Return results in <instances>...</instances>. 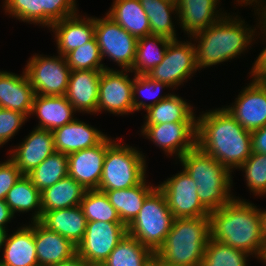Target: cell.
Returning <instances> with one entry per match:
<instances>
[{"instance_id":"681fc988","label":"cell","mask_w":266,"mask_h":266,"mask_svg":"<svg viewBox=\"0 0 266 266\" xmlns=\"http://www.w3.org/2000/svg\"><path fill=\"white\" fill-rule=\"evenodd\" d=\"M260 216H261V222H262V233L266 241V210L260 209Z\"/></svg>"},{"instance_id":"d6986e66","label":"cell","mask_w":266,"mask_h":266,"mask_svg":"<svg viewBox=\"0 0 266 266\" xmlns=\"http://www.w3.org/2000/svg\"><path fill=\"white\" fill-rule=\"evenodd\" d=\"M100 70L71 71L66 98L75 111L97 113Z\"/></svg>"},{"instance_id":"c3c4849f","label":"cell","mask_w":266,"mask_h":266,"mask_svg":"<svg viewBox=\"0 0 266 266\" xmlns=\"http://www.w3.org/2000/svg\"><path fill=\"white\" fill-rule=\"evenodd\" d=\"M263 7V8H262ZM260 8H262L261 10L258 8L256 11V13L258 14V16L259 15H261L260 17H259V20H260V22H259V24L263 27V28H265L266 29V2H265V5L264 6H261ZM259 11H262L261 13L259 12Z\"/></svg>"},{"instance_id":"74e56055","label":"cell","mask_w":266,"mask_h":266,"mask_svg":"<svg viewBox=\"0 0 266 266\" xmlns=\"http://www.w3.org/2000/svg\"><path fill=\"white\" fill-rule=\"evenodd\" d=\"M248 253L209 239L201 266H247Z\"/></svg>"},{"instance_id":"f1b7e54d","label":"cell","mask_w":266,"mask_h":266,"mask_svg":"<svg viewBox=\"0 0 266 266\" xmlns=\"http://www.w3.org/2000/svg\"><path fill=\"white\" fill-rule=\"evenodd\" d=\"M106 15L137 39L151 34L149 19L139 0H115Z\"/></svg>"},{"instance_id":"4316f807","label":"cell","mask_w":266,"mask_h":266,"mask_svg":"<svg viewBox=\"0 0 266 266\" xmlns=\"http://www.w3.org/2000/svg\"><path fill=\"white\" fill-rule=\"evenodd\" d=\"M39 222L69 239L75 246L82 240L87 227V219L80 205L42 212Z\"/></svg>"},{"instance_id":"5b68a950","label":"cell","mask_w":266,"mask_h":266,"mask_svg":"<svg viewBox=\"0 0 266 266\" xmlns=\"http://www.w3.org/2000/svg\"><path fill=\"white\" fill-rule=\"evenodd\" d=\"M209 239V216L174 218L171 230L155 255L171 265L201 266Z\"/></svg>"},{"instance_id":"2e32d148","label":"cell","mask_w":266,"mask_h":266,"mask_svg":"<svg viewBox=\"0 0 266 266\" xmlns=\"http://www.w3.org/2000/svg\"><path fill=\"white\" fill-rule=\"evenodd\" d=\"M236 98L234 105L225 109L246 130L252 132L266 125V88L252 78Z\"/></svg>"},{"instance_id":"4dcf8cb0","label":"cell","mask_w":266,"mask_h":266,"mask_svg":"<svg viewBox=\"0 0 266 266\" xmlns=\"http://www.w3.org/2000/svg\"><path fill=\"white\" fill-rule=\"evenodd\" d=\"M144 125H157L173 122H196V116L182 97L171 94L159 101L156 105L148 108Z\"/></svg>"},{"instance_id":"d4e9b609","label":"cell","mask_w":266,"mask_h":266,"mask_svg":"<svg viewBox=\"0 0 266 266\" xmlns=\"http://www.w3.org/2000/svg\"><path fill=\"white\" fill-rule=\"evenodd\" d=\"M76 113L65 95H35L30 115L36 114L39 124L36 128L53 131L72 122Z\"/></svg>"},{"instance_id":"44dd1931","label":"cell","mask_w":266,"mask_h":266,"mask_svg":"<svg viewBox=\"0 0 266 266\" xmlns=\"http://www.w3.org/2000/svg\"><path fill=\"white\" fill-rule=\"evenodd\" d=\"M52 134L55 151L66 155L99 145L107 137L98 129L78 119L54 129Z\"/></svg>"},{"instance_id":"9a60e30c","label":"cell","mask_w":266,"mask_h":266,"mask_svg":"<svg viewBox=\"0 0 266 266\" xmlns=\"http://www.w3.org/2000/svg\"><path fill=\"white\" fill-rule=\"evenodd\" d=\"M141 134L151 139L170 156L177 158L196 146V122H173L143 125Z\"/></svg>"},{"instance_id":"d6a6232c","label":"cell","mask_w":266,"mask_h":266,"mask_svg":"<svg viewBox=\"0 0 266 266\" xmlns=\"http://www.w3.org/2000/svg\"><path fill=\"white\" fill-rule=\"evenodd\" d=\"M170 41L169 38L151 34L138 39L135 60L130 71L138 75L148 74L162 62Z\"/></svg>"},{"instance_id":"ba28073f","label":"cell","mask_w":266,"mask_h":266,"mask_svg":"<svg viewBox=\"0 0 266 266\" xmlns=\"http://www.w3.org/2000/svg\"><path fill=\"white\" fill-rule=\"evenodd\" d=\"M34 55L27 62L25 73L35 95L62 96L66 94L71 69L64 56Z\"/></svg>"},{"instance_id":"5bb4252c","label":"cell","mask_w":266,"mask_h":266,"mask_svg":"<svg viewBox=\"0 0 266 266\" xmlns=\"http://www.w3.org/2000/svg\"><path fill=\"white\" fill-rule=\"evenodd\" d=\"M158 187L164 193L174 218L209 216L210 212L198 198L195 181L184 169L159 184Z\"/></svg>"},{"instance_id":"7a4b0ae2","label":"cell","mask_w":266,"mask_h":266,"mask_svg":"<svg viewBox=\"0 0 266 266\" xmlns=\"http://www.w3.org/2000/svg\"><path fill=\"white\" fill-rule=\"evenodd\" d=\"M210 238L235 249L253 254L263 261L266 241L262 233L260 210L252 203L235 197L209 214Z\"/></svg>"},{"instance_id":"f546056e","label":"cell","mask_w":266,"mask_h":266,"mask_svg":"<svg viewBox=\"0 0 266 266\" xmlns=\"http://www.w3.org/2000/svg\"><path fill=\"white\" fill-rule=\"evenodd\" d=\"M85 192L81 184L67 175L41 191L42 212L78 206Z\"/></svg>"},{"instance_id":"ee69618b","label":"cell","mask_w":266,"mask_h":266,"mask_svg":"<svg viewBox=\"0 0 266 266\" xmlns=\"http://www.w3.org/2000/svg\"><path fill=\"white\" fill-rule=\"evenodd\" d=\"M252 152L266 154V125L251 132Z\"/></svg>"},{"instance_id":"f907efd6","label":"cell","mask_w":266,"mask_h":266,"mask_svg":"<svg viewBox=\"0 0 266 266\" xmlns=\"http://www.w3.org/2000/svg\"><path fill=\"white\" fill-rule=\"evenodd\" d=\"M151 266H176L161 261L156 255L153 257Z\"/></svg>"},{"instance_id":"277c9868","label":"cell","mask_w":266,"mask_h":266,"mask_svg":"<svg viewBox=\"0 0 266 266\" xmlns=\"http://www.w3.org/2000/svg\"><path fill=\"white\" fill-rule=\"evenodd\" d=\"M179 159L183 169L195 181L198 198L209 212L218 210L234 198L230 194L232 173L214 157L195 146Z\"/></svg>"},{"instance_id":"e0dca14e","label":"cell","mask_w":266,"mask_h":266,"mask_svg":"<svg viewBox=\"0 0 266 266\" xmlns=\"http://www.w3.org/2000/svg\"><path fill=\"white\" fill-rule=\"evenodd\" d=\"M106 152L107 137L99 145L67 155L68 175L86 190H98Z\"/></svg>"},{"instance_id":"ab89813d","label":"cell","mask_w":266,"mask_h":266,"mask_svg":"<svg viewBox=\"0 0 266 266\" xmlns=\"http://www.w3.org/2000/svg\"><path fill=\"white\" fill-rule=\"evenodd\" d=\"M164 87H169L167 84L162 83L160 81L153 80L148 75H138L135 74L133 77V104H134V112L139 111L141 108L147 110L148 108L156 105L159 101L169 97L171 94L161 95L159 96L160 90ZM146 99H154L151 103H146L145 101L141 100L138 101L140 98L139 94ZM138 94V96H137ZM138 97V98H137ZM155 97V98H154Z\"/></svg>"},{"instance_id":"3957f363","label":"cell","mask_w":266,"mask_h":266,"mask_svg":"<svg viewBox=\"0 0 266 266\" xmlns=\"http://www.w3.org/2000/svg\"><path fill=\"white\" fill-rule=\"evenodd\" d=\"M225 14L218 22L191 36L198 41L197 46L195 43L198 70L238 57L247 50L255 36V28H247L238 15Z\"/></svg>"},{"instance_id":"8992f818","label":"cell","mask_w":266,"mask_h":266,"mask_svg":"<svg viewBox=\"0 0 266 266\" xmlns=\"http://www.w3.org/2000/svg\"><path fill=\"white\" fill-rule=\"evenodd\" d=\"M145 161L139 150L107 137V152L98 190H121L138 185L146 177Z\"/></svg>"},{"instance_id":"603a6c76","label":"cell","mask_w":266,"mask_h":266,"mask_svg":"<svg viewBox=\"0 0 266 266\" xmlns=\"http://www.w3.org/2000/svg\"><path fill=\"white\" fill-rule=\"evenodd\" d=\"M35 91L25 73L16 75L0 71V108L19 111L30 116Z\"/></svg>"},{"instance_id":"e575fe53","label":"cell","mask_w":266,"mask_h":266,"mask_svg":"<svg viewBox=\"0 0 266 266\" xmlns=\"http://www.w3.org/2000/svg\"><path fill=\"white\" fill-rule=\"evenodd\" d=\"M155 253L128 234L101 266H151Z\"/></svg>"},{"instance_id":"7bdbcfd3","label":"cell","mask_w":266,"mask_h":266,"mask_svg":"<svg viewBox=\"0 0 266 266\" xmlns=\"http://www.w3.org/2000/svg\"><path fill=\"white\" fill-rule=\"evenodd\" d=\"M21 175L20 170L10 158L0 163V200H5L8 191Z\"/></svg>"},{"instance_id":"1f68e13d","label":"cell","mask_w":266,"mask_h":266,"mask_svg":"<svg viewBox=\"0 0 266 266\" xmlns=\"http://www.w3.org/2000/svg\"><path fill=\"white\" fill-rule=\"evenodd\" d=\"M5 203L14 215L16 212L35 210L32 221H39L42 216L41 192L33 185L27 175H21L8 191Z\"/></svg>"},{"instance_id":"b9f144b4","label":"cell","mask_w":266,"mask_h":266,"mask_svg":"<svg viewBox=\"0 0 266 266\" xmlns=\"http://www.w3.org/2000/svg\"><path fill=\"white\" fill-rule=\"evenodd\" d=\"M27 119L28 117L19 111L0 108V146L14 137Z\"/></svg>"},{"instance_id":"484cf974","label":"cell","mask_w":266,"mask_h":266,"mask_svg":"<svg viewBox=\"0 0 266 266\" xmlns=\"http://www.w3.org/2000/svg\"><path fill=\"white\" fill-rule=\"evenodd\" d=\"M29 226L20 227L11 235H6L2 248L4 266H37L38 259L34 241V221Z\"/></svg>"},{"instance_id":"52a82bcc","label":"cell","mask_w":266,"mask_h":266,"mask_svg":"<svg viewBox=\"0 0 266 266\" xmlns=\"http://www.w3.org/2000/svg\"><path fill=\"white\" fill-rule=\"evenodd\" d=\"M173 220L166 197L156 186L145 198L137 217L127 227V234L155 253L163 245Z\"/></svg>"},{"instance_id":"9c48e42d","label":"cell","mask_w":266,"mask_h":266,"mask_svg":"<svg viewBox=\"0 0 266 266\" xmlns=\"http://www.w3.org/2000/svg\"><path fill=\"white\" fill-rule=\"evenodd\" d=\"M126 235L127 227L122 222H87L76 254L93 266H101Z\"/></svg>"},{"instance_id":"f5cc1de1","label":"cell","mask_w":266,"mask_h":266,"mask_svg":"<svg viewBox=\"0 0 266 266\" xmlns=\"http://www.w3.org/2000/svg\"><path fill=\"white\" fill-rule=\"evenodd\" d=\"M258 81L266 88V70L262 72L258 77Z\"/></svg>"},{"instance_id":"f35d334b","label":"cell","mask_w":266,"mask_h":266,"mask_svg":"<svg viewBox=\"0 0 266 266\" xmlns=\"http://www.w3.org/2000/svg\"><path fill=\"white\" fill-rule=\"evenodd\" d=\"M66 62L72 71L77 70H100L107 69L104 64L96 38L82 46L68 52L65 56Z\"/></svg>"},{"instance_id":"60d3db41","label":"cell","mask_w":266,"mask_h":266,"mask_svg":"<svg viewBox=\"0 0 266 266\" xmlns=\"http://www.w3.org/2000/svg\"><path fill=\"white\" fill-rule=\"evenodd\" d=\"M243 169L246 184L253 194H266V154L252 152L250 157L239 167Z\"/></svg>"},{"instance_id":"83f0119b","label":"cell","mask_w":266,"mask_h":266,"mask_svg":"<svg viewBox=\"0 0 266 266\" xmlns=\"http://www.w3.org/2000/svg\"><path fill=\"white\" fill-rule=\"evenodd\" d=\"M146 177L133 187L121 190H99L105 192L110 204L117 210L121 222L128 227L137 217L145 198L156 188L146 184Z\"/></svg>"},{"instance_id":"7402d4cb","label":"cell","mask_w":266,"mask_h":266,"mask_svg":"<svg viewBox=\"0 0 266 266\" xmlns=\"http://www.w3.org/2000/svg\"><path fill=\"white\" fill-rule=\"evenodd\" d=\"M34 241L38 265L51 266L76 255V246L64 236L34 221Z\"/></svg>"},{"instance_id":"30bf717a","label":"cell","mask_w":266,"mask_h":266,"mask_svg":"<svg viewBox=\"0 0 266 266\" xmlns=\"http://www.w3.org/2000/svg\"><path fill=\"white\" fill-rule=\"evenodd\" d=\"M95 38L101 56L116 62L121 68L133 66L138 39L132 36L109 16L95 17Z\"/></svg>"},{"instance_id":"ac0fdd59","label":"cell","mask_w":266,"mask_h":266,"mask_svg":"<svg viewBox=\"0 0 266 266\" xmlns=\"http://www.w3.org/2000/svg\"><path fill=\"white\" fill-rule=\"evenodd\" d=\"M14 150H10V159L16 164L22 175L33 171L40 163L55 152L52 131L33 129Z\"/></svg>"},{"instance_id":"816d5d0a","label":"cell","mask_w":266,"mask_h":266,"mask_svg":"<svg viewBox=\"0 0 266 266\" xmlns=\"http://www.w3.org/2000/svg\"><path fill=\"white\" fill-rule=\"evenodd\" d=\"M7 232V229L0 227V250L3 247Z\"/></svg>"},{"instance_id":"ffe728a7","label":"cell","mask_w":266,"mask_h":266,"mask_svg":"<svg viewBox=\"0 0 266 266\" xmlns=\"http://www.w3.org/2000/svg\"><path fill=\"white\" fill-rule=\"evenodd\" d=\"M77 14L54 22L50 26L52 31L55 32L58 53L62 56H65L68 52L82 46L95 37V18H82V16Z\"/></svg>"},{"instance_id":"bcb514c9","label":"cell","mask_w":266,"mask_h":266,"mask_svg":"<svg viewBox=\"0 0 266 266\" xmlns=\"http://www.w3.org/2000/svg\"><path fill=\"white\" fill-rule=\"evenodd\" d=\"M13 216L5 200H0V227L6 229V224L12 220Z\"/></svg>"},{"instance_id":"7dc6e473","label":"cell","mask_w":266,"mask_h":266,"mask_svg":"<svg viewBox=\"0 0 266 266\" xmlns=\"http://www.w3.org/2000/svg\"><path fill=\"white\" fill-rule=\"evenodd\" d=\"M51 266H93V265L87 263L82 257L76 254L67 261L60 262L58 264H54Z\"/></svg>"},{"instance_id":"d590c367","label":"cell","mask_w":266,"mask_h":266,"mask_svg":"<svg viewBox=\"0 0 266 266\" xmlns=\"http://www.w3.org/2000/svg\"><path fill=\"white\" fill-rule=\"evenodd\" d=\"M68 175V158L61 152H54L40 163L27 176L33 185L41 192L51 187Z\"/></svg>"},{"instance_id":"836d02e7","label":"cell","mask_w":266,"mask_h":266,"mask_svg":"<svg viewBox=\"0 0 266 266\" xmlns=\"http://www.w3.org/2000/svg\"><path fill=\"white\" fill-rule=\"evenodd\" d=\"M145 11L151 29V35L177 39L171 14H178L176 0H139ZM176 11V12H174Z\"/></svg>"},{"instance_id":"7c38bea8","label":"cell","mask_w":266,"mask_h":266,"mask_svg":"<svg viewBox=\"0 0 266 266\" xmlns=\"http://www.w3.org/2000/svg\"><path fill=\"white\" fill-rule=\"evenodd\" d=\"M4 7L14 18L45 27L77 13L76 0H5Z\"/></svg>"},{"instance_id":"8fae6325","label":"cell","mask_w":266,"mask_h":266,"mask_svg":"<svg viewBox=\"0 0 266 266\" xmlns=\"http://www.w3.org/2000/svg\"><path fill=\"white\" fill-rule=\"evenodd\" d=\"M197 70L195 45L189 41L172 39L166 48L162 62L146 75L174 89Z\"/></svg>"},{"instance_id":"8d00e7d4","label":"cell","mask_w":266,"mask_h":266,"mask_svg":"<svg viewBox=\"0 0 266 266\" xmlns=\"http://www.w3.org/2000/svg\"><path fill=\"white\" fill-rule=\"evenodd\" d=\"M80 206L87 222H121L117 210L110 204L105 192L97 189L86 190Z\"/></svg>"},{"instance_id":"4fadbf2b","label":"cell","mask_w":266,"mask_h":266,"mask_svg":"<svg viewBox=\"0 0 266 266\" xmlns=\"http://www.w3.org/2000/svg\"><path fill=\"white\" fill-rule=\"evenodd\" d=\"M128 72L131 71L113 70L109 67L101 72L97 113L102 110L115 115L134 112L133 80L129 78Z\"/></svg>"},{"instance_id":"6da1fadb","label":"cell","mask_w":266,"mask_h":266,"mask_svg":"<svg viewBox=\"0 0 266 266\" xmlns=\"http://www.w3.org/2000/svg\"><path fill=\"white\" fill-rule=\"evenodd\" d=\"M196 146L232 172L252 154L251 132L225 108L209 110L196 117Z\"/></svg>"},{"instance_id":"f6af8a7d","label":"cell","mask_w":266,"mask_h":266,"mask_svg":"<svg viewBox=\"0 0 266 266\" xmlns=\"http://www.w3.org/2000/svg\"><path fill=\"white\" fill-rule=\"evenodd\" d=\"M262 30H263V34H265V36H266V29L262 28ZM265 70H266V47L263 49V51L257 57L254 65L251 69V74H252L253 78H257Z\"/></svg>"},{"instance_id":"cb8c5ba5","label":"cell","mask_w":266,"mask_h":266,"mask_svg":"<svg viewBox=\"0 0 266 266\" xmlns=\"http://www.w3.org/2000/svg\"><path fill=\"white\" fill-rule=\"evenodd\" d=\"M176 2L178 21L189 36L205 30L225 16L216 10L219 0H176Z\"/></svg>"},{"instance_id":"db71d44e","label":"cell","mask_w":266,"mask_h":266,"mask_svg":"<svg viewBox=\"0 0 266 266\" xmlns=\"http://www.w3.org/2000/svg\"><path fill=\"white\" fill-rule=\"evenodd\" d=\"M262 262H264L266 264V253H265V256H264V259Z\"/></svg>"}]
</instances>
